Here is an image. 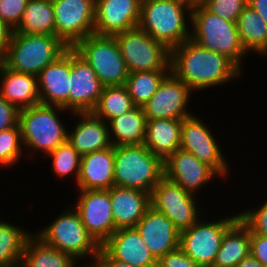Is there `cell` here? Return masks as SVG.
<instances>
[{"mask_svg": "<svg viewBox=\"0 0 267 267\" xmlns=\"http://www.w3.org/2000/svg\"><path fill=\"white\" fill-rule=\"evenodd\" d=\"M72 49L92 67L104 87L125 85L129 71L114 36L91 34Z\"/></svg>", "mask_w": 267, "mask_h": 267, "instance_id": "obj_8", "label": "cell"}, {"mask_svg": "<svg viewBox=\"0 0 267 267\" xmlns=\"http://www.w3.org/2000/svg\"><path fill=\"white\" fill-rule=\"evenodd\" d=\"M250 254L263 266L267 265V237L250 231Z\"/></svg>", "mask_w": 267, "mask_h": 267, "instance_id": "obj_42", "label": "cell"}, {"mask_svg": "<svg viewBox=\"0 0 267 267\" xmlns=\"http://www.w3.org/2000/svg\"><path fill=\"white\" fill-rule=\"evenodd\" d=\"M70 68L71 48L41 70L37 76L40 104L69 111Z\"/></svg>", "mask_w": 267, "mask_h": 267, "instance_id": "obj_19", "label": "cell"}, {"mask_svg": "<svg viewBox=\"0 0 267 267\" xmlns=\"http://www.w3.org/2000/svg\"><path fill=\"white\" fill-rule=\"evenodd\" d=\"M82 265H83L82 267H97L94 263H92L91 265H90V263L87 264V265H85V263H84V264H82ZM79 267H81V264H80Z\"/></svg>", "mask_w": 267, "mask_h": 267, "instance_id": "obj_48", "label": "cell"}, {"mask_svg": "<svg viewBox=\"0 0 267 267\" xmlns=\"http://www.w3.org/2000/svg\"><path fill=\"white\" fill-rule=\"evenodd\" d=\"M69 78V112H91L104 86L92 67L72 48Z\"/></svg>", "mask_w": 267, "mask_h": 267, "instance_id": "obj_17", "label": "cell"}, {"mask_svg": "<svg viewBox=\"0 0 267 267\" xmlns=\"http://www.w3.org/2000/svg\"><path fill=\"white\" fill-rule=\"evenodd\" d=\"M194 91L171 72L163 79L151 99L142 107L147 119H184ZM190 112V113H189Z\"/></svg>", "mask_w": 267, "mask_h": 267, "instance_id": "obj_15", "label": "cell"}, {"mask_svg": "<svg viewBox=\"0 0 267 267\" xmlns=\"http://www.w3.org/2000/svg\"><path fill=\"white\" fill-rule=\"evenodd\" d=\"M94 264L97 267H137L112 258L102 247L99 250Z\"/></svg>", "mask_w": 267, "mask_h": 267, "instance_id": "obj_43", "label": "cell"}, {"mask_svg": "<svg viewBox=\"0 0 267 267\" xmlns=\"http://www.w3.org/2000/svg\"><path fill=\"white\" fill-rule=\"evenodd\" d=\"M135 228L157 260L179 247L180 231L164 214L152 206Z\"/></svg>", "mask_w": 267, "mask_h": 267, "instance_id": "obj_20", "label": "cell"}, {"mask_svg": "<svg viewBox=\"0 0 267 267\" xmlns=\"http://www.w3.org/2000/svg\"><path fill=\"white\" fill-rule=\"evenodd\" d=\"M78 189L109 190L114 181V146L81 156Z\"/></svg>", "mask_w": 267, "mask_h": 267, "instance_id": "obj_24", "label": "cell"}, {"mask_svg": "<svg viewBox=\"0 0 267 267\" xmlns=\"http://www.w3.org/2000/svg\"><path fill=\"white\" fill-rule=\"evenodd\" d=\"M19 124L0 132V167L9 168L19 164L24 150Z\"/></svg>", "mask_w": 267, "mask_h": 267, "instance_id": "obj_36", "label": "cell"}, {"mask_svg": "<svg viewBox=\"0 0 267 267\" xmlns=\"http://www.w3.org/2000/svg\"><path fill=\"white\" fill-rule=\"evenodd\" d=\"M250 254V230L238 219L224 234L211 267H236Z\"/></svg>", "mask_w": 267, "mask_h": 267, "instance_id": "obj_28", "label": "cell"}, {"mask_svg": "<svg viewBox=\"0 0 267 267\" xmlns=\"http://www.w3.org/2000/svg\"><path fill=\"white\" fill-rule=\"evenodd\" d=\"M107 123L109 138L113 146L144 144L147 118L143 108L135 107Z\"/></svg>", "mask_w": 267, "mask_h": 267, "instance_id": "obj_27", "label": "cell"}, {"mask_svg": "<svg viewBox=\"0 0 267 267\" xmlns=\"http://www.w3.org/2000/svg\"><path fill=\"white\" fill-rule=\"evenodd\" d=\"M70 114L74 118L76 115L79 121L75 122L72 131L68 129L67 140L81 156L112 146L107 122L92 112Z\"/></svg>", "mask_w": 267, "mask_h": 267, "instance_id": "obj_22", "label": "cell"}, {"mask_svg": "<svg viewBox=\"0 0 267 267\" xmlns=\"http://www.w3.org/2000/svg\"><path fill=\"white\" fill-rule=\"evenodd\" d=\"M58 216L47 227L33 234L48 246L71 255L76 261L89 259L90 264L95 263L101 245L86 230L77 211L71 205Z\"/></svg>", "mask_w": 267, "mask_h": 267, "instance_id": "obj_7", "label": "cell"}, {"mask_svg": "<svg viewBox=\"0 0 267 267\" xmlns=\"http://www.w3.org/2000/svg\"><path fill=\"white\" fill-rule=\"evenodd\" d=\"M236 25L245 51L249 55L257 53L265 57L267 55V23L265 20L247 4L238 17Z\"/></svg>", "mask_w": 267, "mask_h": 267, "instance_id": "obj_29", "label": "cell"}, {"mask_svg": "<svg viewBox=\"0 0 267 267\" xmlns=\"http://www.w3.org/2000/svg\"><path fill=\"white\" fill-rule=\"evenodd\" d=\"M55 36L69 48L94 34L96 0H52Z\"/></svg>", "mask_w": 267, "mask_h": 267, "instance_id": "obj_12", "label": "cell"}, {"mask_svg": "<svg viewBox=\"0 0 267 267\" xmlns=\"http://www.w3.org/2000/svg\"><path fill=\"white\" fill-rule=\"evenodd\" d=\"M29 0H0V19L13 31L18 27Z\"/></svg>", "mask_w": 267, "mask_h": 267, "instance_id": "obj_39", "label": "cell"}, {"mask_svg": "<svg viewBox=\"0 0 267 267\" xmlns=\"http://www.w3.org/2000/svg\"><path fill=\"white\" fill-rule=\"evenodd\" d=\"M77 190L79 197L72 206L86 230L102 245L116 231L109 190Z\"/></svg>", "mask_w": 267, "mask_h": 267, "instance_id": "obj_14", "label": "cell"}, {"mask_svg": "<svg viewBox=\"0 0 267 267\" xmlns=\"http://www.w3.org/2000/svg\"><path fill=\"white\" fill-rule=\"evenodd\" d=\"M191 11L182 0H145L138 27L171 50L191 39Z\"/></svg>", "mask_w": 267, "mask_h": 267, "instance_id": "obj_2", "label": "cell"}, {"mask_svg": "<svg viewBox=\"0 0 267 267\" xmlns=\"http://www.w3.org/2000/svg\"><path fill=\"white\" fill-rule=\"evenodd\" d=\"M101 247L114 259L137 267H157V259L150 252L136 228L116 230Z\"/></svg>", "mask_w": 267, "mask_h": 267, "instance_id": "obj_21", "label": "cell"}, {"mask_svg": "<svg viewBox=\"0 0 267 267\" xmlns=\"http://www.w3.org/2000/svg\"><path fill=\"white\" fill-rule=\"evenodd\" d=\"M135 107L125 85L105 86L98 103L91 112L105 122H108L121 114L131 111Z\"/></svg>", "mask_w": 267, "mask_h": 267, "instance_id": "obj_33", "label": "cell"}, {"mask_svg": "<svg viewBox=\"0 0 267 267\" xmlns=\"http://www.w3.org/2000/svg\"><path fill=\"white\" fill-rule=\"evenodd\" d=\"M164 176L195 196L209 181L217 176L221 178L213 168L182 149H177L164 161Z\"/></svg>", "mask_w": 267, "mask_h": 267, "instance_id": "obj_16", "label": "cell"}, {"mask_svg": "<svg viewBox=\"0 0 267 267\" xmlns=\"http://www.w3.org/2000/svg\"><path fill=\"white\" fill-rule=\"evenodd\" d=\"M0 95L18 110L40 104L38 77L0 64Z\"/></svg>", "mask_w": 267, "mask_h": 267, "instance_id": "obj_25", "label": "cell"}, {"mask_svg": "<svg viewBox=\"0 0 267 267\" xmlns=\"http://www.w3.org/2000/svg\"><path fill=\"white\" fill-rule=\"evenodd\" d=\"M14 32L55 35L52 0H29L23 17Z\"/></svg>", "mask_w": 267, "mask_h": 267, "instance_id": "obj_31", "label": "cell"}, {"mask_svg": "<svg viewBox=\"0 0 267 267\" xmlns=\"http://www.w3.org/2000/svg\"><path fill=\"white\" fill-rule=\"evenodd\" d=\"M246 5L247 0H207L203 6L222 19L236 23Z\"/></svg>", "mask_w": 267, "mask_h": 267, "instance_id": "obj_37", "label": "cell"}, {"mask_svg": "<svg viewBox=\"0 0 267 267\" xmlns=\"http://www.w3.org/2000/svg\"><path fill=\"white\" fill-rule=\"evenodd\" d=\"M19 110L0 95V132L18 124Z\"/></svg>", "mask_w": 267, "mask_h": 267, "instance_id": "obj_41", "label": "cell"}, {"mask_svg": "<svg viewBox=\"0 0 267 267\" xmlns=\"http://www.w3.org/2000/svg\"><path fill=\"white\" fill-rule=\"evenodd\" d=\"M202 121L195 114L182 119L180 149L190 152L199 161L213 168L221 178H225L229 175L230 164L213 132Z\"/></svg>", "mask_w": 267, "mask_h": 267, "instance_id": "obj_13", "label": "cell"}, {"mask_svg": "<svg viewBox=\"0 0 267 267\" xmlns=\"http://www.w3.org/2000/svg\"><path fill=\"white\" fill-rule=\"evenodd\" d=\"M236 267H263L260 261L254 258L251 254L241 260Z\"/></svg>", "mask_w": 267, "mask_h": 267, "instance_id": "obj_46", "label": "cell"}, {"mask_svg": "<svg viewBox=\"0 0 267 267\" xmlns=\"http://www.w3.org/2000/svg\"><path fill=\"white\" fill-rule=\"evenodd\" d=\"M13 30L0 19V58L2 59L8 44L10 43Z\"/></svg>", "mask_w": 267, "mask_h": 267, "instance_id": "obj_44", "label": "cell"}, {"mask_svg": "<svg viewBox=\"0 0 267 267\" xmlns=\"http://www.w3.org/2000/svg\"><path fill=\"white\" fill-rule=\"evenodd\" d=\"M197 198L164 176L151 193V206L181 232L202 218Z\"/></svg>", "mask_w": 267, "mask_h": 267, "instance_id": "obj_11", "label": "cell"}, {"mask_svg": "<svg viewBox=\"0 0 267 267\" xmlns=\"http://www.w3.org/2000/svg\"><path fill=\"white\" fill-rule=\"evenodd\" d=\"M24 229L0 220V267H20L26 241L33 234Z\"/></svg>", "mask_w": 267, "mask_h": 267, "instance_id": "obj_32", "label": "cell"}, {"mask_svg": "<svg viewBox=\"0 0 267 267\" xmlns=\"http://www.w3.org/2000/svg\"><path fill=\"white\" fill-rule=\"evenodd\" d=\"M239 219L254 233L267 237V200L259 207L241 211Z\"/></svg>", "mask_w": 267, "mask_h": 267, "instance_id": "obj_38", "label": "cell"}, {"mask_svg": "<svg viewBox=\"0 0 267 267\" xmlns=\"http://www.w3.org/2000/svg\"><path fill=\"white\" fill-rule=\"evenodd\" d=\"M51 158V168L56 177H74L77 183L80 170L81 155L73 148L67 140L60 144L55 150L47 155Z\"/></svg>", "mask_w": 267, "mask_h": 267, "instance_id": "obj_35", "label": "cell"}, {"mask_svg": "<svg viewBox=\"0 0 267 267\" xmlns=\"http://www.w3.org/2000/svg\"><path fill=\"white\" fill-rule=\"evenodd\" d=\"M170 70H154L129 73L125 86L136 107H143L154 95Z\"/></svg>", "mask_w": 267, "mask_h": 267, "instance_id": "obj_34", "label": "cell"}, {"mask_svg": "<svg viewBox=\"0 0 267 267\" xmlns=\"http://www.w3.org/2000/svg\"><path fill=\"white\" fill-rule=\"evenodd\" d=\"M129 73L170 70V50L139 27L114 36Z\"/></svg>", "mask_w": 267, "mask_h": 267, "instance_id": "obj_10", "label": "cell"}, {"mask_svg": "<svg viewBox=\"0 0 267 267\" xmlns=\"http://www.w3.org/2000/svg\"><path fill=\"white\" fill-rule=\"evenodd\" d=\"M247 4L267 23V0H247Z\"/></svg>", "mask_w": 267, "mask_h": 267, "instance_id": "obj_45", "label": "cell"}, {"mask_svg": "<svg viewBox=\"0 0 267 267\" xmlns=\"http://www.w3.org/2000/svg\"><path fill=\"white\" fill-rule=\"evenodd\" d=\"M109 194L115 230L135 228L151 207V194L142 190L114 185Z\"/></svg>", "mask_w": 267, "mask_h": 267, "instance_id": "obj_23", "label": "cell"}, {"mask_svg": "<svg viewBox=\"0 0 267 267\" xmlns=\"http://www.w3.org/2000/svg\"><path fill=\"white\" fill-rule=\"evenodd\" d=\"M170 72L196 93L241 78L243 71L224 55L189 39L170 50Z\"/></svg>", "mask_w": 267, "mask_h": 267, "instance_id": "obj_1", "label": "cell"}, {"mask_svg": "<svg viewBox=\"0 0 267 267\" xmlns=\"http://www.w3.org/2000/svg\"><path fill=\"white\" fill-rule=\"evenodd\" d=\"M182 119H147L144 145L165 161L181 144Z\"/></svg>", "mask_w": 267, "mask_h": 267, "instance_id": "obj_26", "label": "cell"}, {"mask_svg": "<svg viewBox=\"0 0 267 267\" xmlns=\"http://www.w3.org/2000/svg\"><path fill=\"white\" fill-rule=\"evenodd\" d=\"M206 219H199L190 228L181 231L179 240L181 250L201 267L213 265L225 232L239 219V214L214 221Z\"/></svg>", "mask_w": 267, "mask_h": 267, "instance_id": "obj_9", "label": "cell"}, {"mask_svg": "<svg viewBox=\"0 0 267 267\" xmlns=\"http://www.w3.org/2000/svg\"><path fill=\"white\" fill-rule=\"evenodd\" d=\"M164 177V161L144 144L114 146L115 186L152 193Z\"/></svg>", "mask_w": 267, "mask_h": 267, "instance_id": "obj_6", "label": "cell"}, {"mask_svg": "<svg viewBox=\"0 0 267 267\" xmlns=\"http://www.w3.org/2000/svg\"><path fill=\"white\" fill-rule=\"evenodd\" d=\"M191 39L201 47L229 58L241 71L244 69L243 61L249 54L241 44L236 23L222 19L204 6L194 7Z\"/></svg>", "mask_w": 267, "mask_h": 267, "instance_id": "obj_5", "label": "cell"}, {"mask_svg": "<svg viewBox=\"0 0 267 267\" xmlns=\"http://www.w3.org/2000/svg\"><path fill=\"white\" fill-rule=\"evenodd\" d=\"M68 49L55 35L13 31L2 63L13 71L38 76L42 69L56 61Z\"/></svg>", "mask_w": 267, "mask_h": 267, "instance_id": "obj_4", "label": "cell"}, {"mask_svg": "<svg viewBox=\"0 0 267 267\" xmlns=\"http://www.w3.org/2000/svg\"><path fill=\"white\" fill-rule=\"evenodd\" d=\"M157 267H201L187 256L180 247L157 260Z\"/></svg>", "mask_w": 267, "mask_h": 267, "instance_id": "obj_40", "label": "cell"}, {"mask_svg": "<svg viewBox=\"0 0 267 267\" xmlns=\"http://www.w3.org/2000/svg\"><path fill=\"white\" fill-rule=\"evenodd\" d=\"M77 262L32 234L26 241L20 267H78Z\"/></svg>", "mask_w": 267, "mask_h": 267, "instance_id": "obj_30", "label": "cell"}, {"mask_svg": "<svg viewBox=\"0 0 267 267\" xmlns=\"http://www.w3.org/2000/svg\"><path fill=\"white\" fill-rule=\"evenodd\" d=\"M141 0H96L94 34L115 36L138 27Z\"/></svg>", "mask_w": 267, "mask_h": 267, "instance_id": "obj_18", "label": "cell"}, {"mask_svg": "<svg viewBox=\"0 0 267 267\" xmlns=\"http://www.w3.org/2000/svg\"><path fill=\"white\" fill-rule=\"evenodd\" d=\"M68 110L61 106L38 104L18 112L24 151L29 149V158L39 152L47 156L60 144L67 141L68 130L61 122L60 114ZM62 112V113H61ZM59 114V115H58ZM37 152V153H36ZM46 154V155H45ZM31 155V156H30Z\"/></svg>", "mask_w": 267, "mask_h": 267, "instance_id": "obj_3", "label": "cell"}, {"mask_svg": "<svg viewBox=\"0 0 267 267\" xmlns=\"http://www.w3.org/2000/svg\"><path fill=\"white\" fill-rule=\"evenodd\" d=\"M186 5H188L191 9L197 6H203L207 0H182Z\"/></svg>", "mask_w": 267, "mask_h": 267, "instance_id": "obj_47", "label": "cell"}]
</instances>
